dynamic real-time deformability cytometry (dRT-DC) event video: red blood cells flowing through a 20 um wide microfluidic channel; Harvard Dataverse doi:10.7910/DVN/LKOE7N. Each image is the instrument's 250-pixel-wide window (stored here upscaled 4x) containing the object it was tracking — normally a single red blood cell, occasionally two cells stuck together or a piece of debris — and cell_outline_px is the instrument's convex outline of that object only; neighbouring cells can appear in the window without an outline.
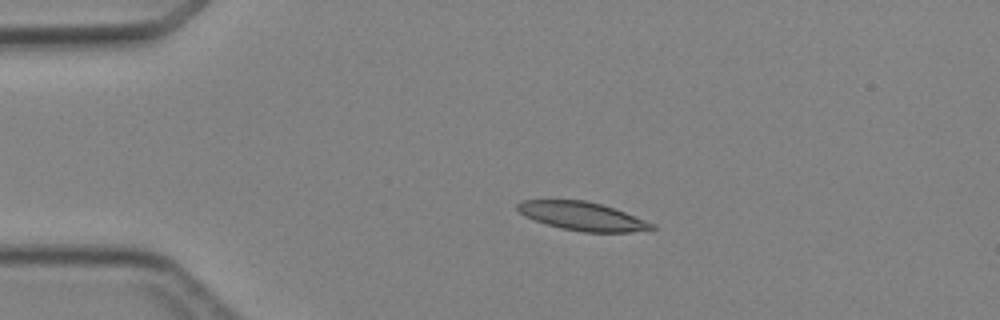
{"species": "Egyptian fruit bat (a non-hibernating species)", "species_latin": "Rousettus aegyptiacus", "temperature_condition": "cold", "stored_images_in_passage": 5, "camera_frame_rate_fps": 3000, "um_per_image_px": 0.085, "animal": {"sex": "female"}, "frame": {"image": 1, "passage_image": 4, "time_ms": 3.333, "image_size_px": [1000, 320], "cell_outline_px": [[656, 228], [628, 232], [584, 232], [560, 228], [524, 216], [516, 208], [516, 204], [524, 200], [584, 200], [600, 204], [624, 212], [656, 224]], "centroid_in_image_um": [49.49, 18.38], "position_along_channel_um": 35.5, "area_um2": 21.96}}